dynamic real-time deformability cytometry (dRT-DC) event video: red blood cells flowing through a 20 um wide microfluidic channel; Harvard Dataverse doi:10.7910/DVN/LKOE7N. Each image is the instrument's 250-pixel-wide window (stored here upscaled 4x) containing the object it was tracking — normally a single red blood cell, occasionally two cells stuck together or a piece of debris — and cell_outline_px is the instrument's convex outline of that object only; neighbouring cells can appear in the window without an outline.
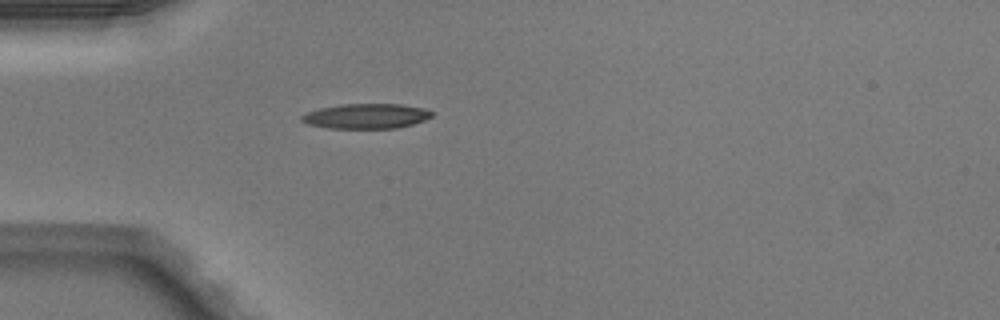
{"species": "Egyptian fruit bat (a non-hibernating species)", "species_latin": "Rousettus aegyptiacus", "temperature_condition": "warm", "stored_images_in_passage": 36, "camera_frame_rate_fps": 3000, "um_per_image_px": 0.085, "animal": {"sex": "male"}, "frame": {"image": 1, "passage_image": 1, "time_ms": 0.0, "image_size_px": [1000, 320], "cell_outline_px": [[432, 116], [424, 120], [412, 124], [396, 128], [328, 128], [308, 124], [300, 120], [300, 116], [308, 112], [320, 108], [340, 104], [400, 104], [424, 108], [432, 112]], "centroid_in_image_um": [31.11, 9.87], "position_along_channel_um": 53.9, "area_um2": 18.84}}
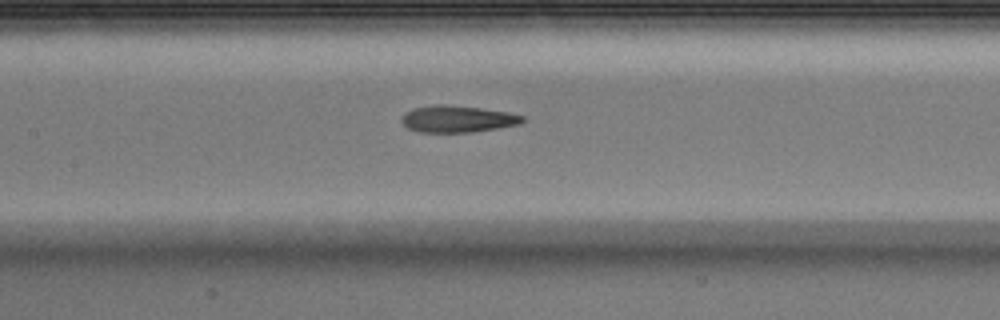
{"frame": {"image": 2, "passage_image": 10, "time_ms": 3.0, "image_size_px": [1000, 320], "cell_outline_px": [[524, 120], [520, 124], [472, 132], [420, 132], [408, 128], [400, 120], [400, 116], [404, 112], [412, 108], [436, 104], [444, 104], [480, 108], [508, 112], [524, 116]], "centroid_in_image_um": [38.84, 10.1], "position_along_channel_um": 168.6, "area_um2": 18.9}}
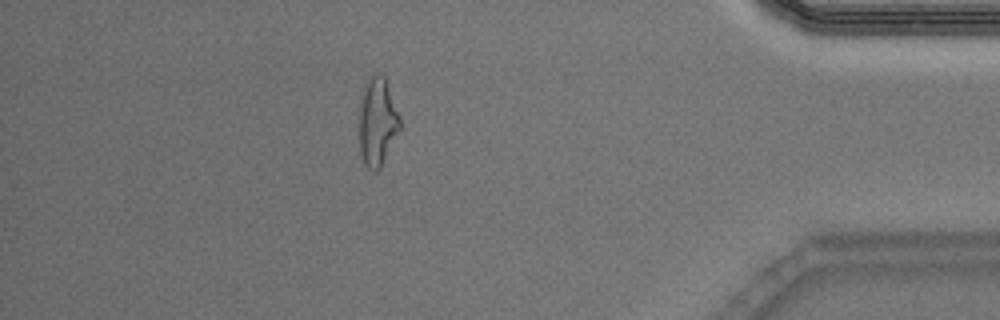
{"frame": {"image": 3, "passage_image": 30, "time_ms": 9.667, "image_size_px": [1000, 320], "cell_outline_px": [[400, 128], [380, 168], [376, 172], [372, 172], [364, 164], [360, 152], [360, 100], [364, 84], [368, 76], [372, 72], [376, 72], [384, 76], [400, 116]], "centroid_in_image_um": [32.06, 10.31], "position_along_channel_um": 403.1, "area_um2": 20.98}, "authors_computed_cell_mechanics": {"area_um2": 19.363, "velocity_mm_per_s": 4.0985, "shape_relaxation_time_tau1_ms": 11.1081, "shape_relaxation_time_tau2_ms": 2.428, "deformation_change_tau1": 0.3202, "deformation_change_tau2": 0.1349}}